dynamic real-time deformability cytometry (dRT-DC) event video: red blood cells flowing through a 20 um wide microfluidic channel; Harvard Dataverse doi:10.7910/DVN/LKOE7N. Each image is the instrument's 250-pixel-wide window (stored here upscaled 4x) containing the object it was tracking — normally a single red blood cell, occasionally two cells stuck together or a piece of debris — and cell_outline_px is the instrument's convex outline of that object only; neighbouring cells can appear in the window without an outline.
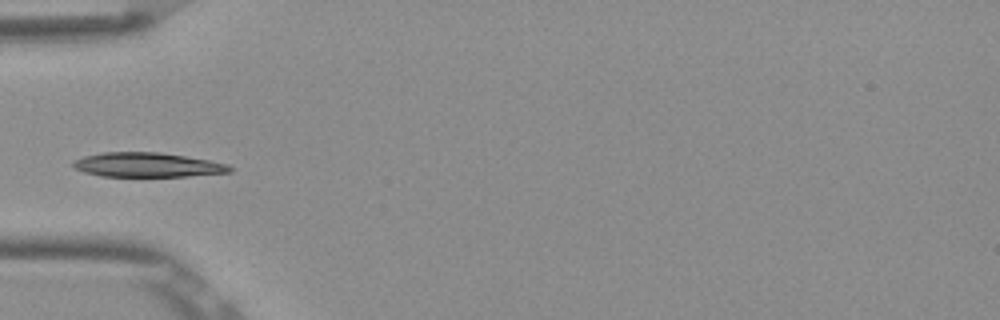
{"species": "Egyptian fruit bat (a non-hibernating species)", "species_latin": "Rousettus aegyptiacus", "temperature_condition": "room temperature", "stored_images_in_passage": 6, "camera_frame_rate_fps": 3000, "um_per_image_px": 0.085, "frame": {"image": 1, "passage_image": 6, "time_ms": 1.667, "image_size_px": [1000, 320], "cell_outline_px": [[232, 172], [188, 176], [100, 176], [84, 172], [76, 168], [72, 164], [72, 160], [84, 156], [104, 152], [160, 152], [208, 160], [228, 164], [232, 168]], "centroid_in_image_um": [12.51, 14.01], "position_along_channel_um": 72.5, "area_um2": 22.2}}